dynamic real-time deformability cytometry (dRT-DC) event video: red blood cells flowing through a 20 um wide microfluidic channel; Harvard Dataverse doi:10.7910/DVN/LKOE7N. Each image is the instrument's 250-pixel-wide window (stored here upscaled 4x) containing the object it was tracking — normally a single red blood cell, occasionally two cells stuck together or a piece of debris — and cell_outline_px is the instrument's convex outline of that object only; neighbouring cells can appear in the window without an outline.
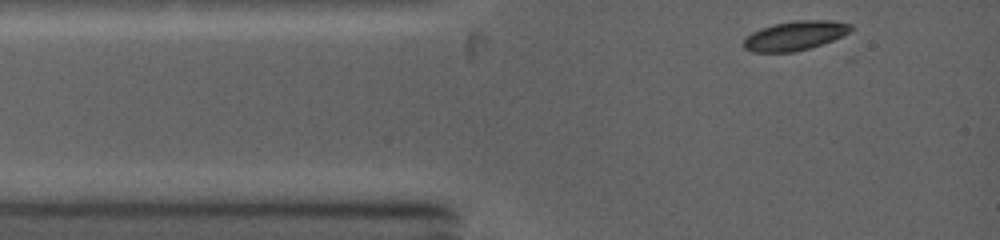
{"species": "common noctule bat (a hibernating species)", "species_latin": "Nyctalus noctula", "temperature_condition": "warm", "stored_images_in_passage": 8, "camera_frame_rate_fps": 5000, "um_per_image_px": 0.085, "animal": {"sex": "female", "body_mass_g": 19.0, "forearm_length_mm": 53.3}, "frame": {"image": 1, "passage_image": 1, "time_ms": 0.0, "image_size_px": [1000, 240], "cell_outline_px": [[852, 32], [832, 40], [808, 48], [792, 52], [752, 52], [744, 48], [744, 36], [760, 28], [772, 24], [792, 20], [832, 20], [852, 24]], "centroid_in_image_um": [67.56, 3.01], "position_along_channel_um": 17.4, "area_um2": 18.44}}
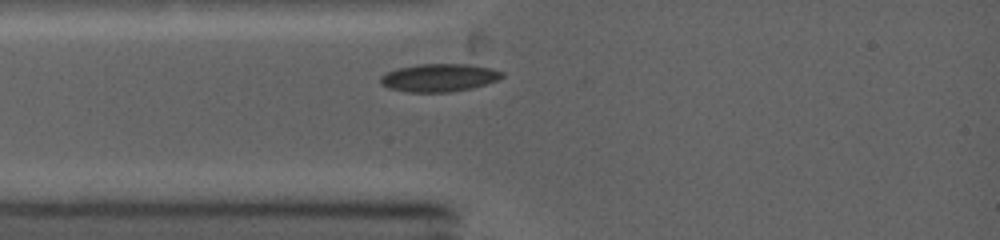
{"frame": {"image": 2, "passage_image": 4, "time_ms": 1.4, "image_size_px": [1000, 240], "cell_outline_px": [[504, 76], [496, 80], [472, 88], [448, 92], [408, 92], [388, 88], [380, 84], [380, 76], [396, 68], [420, 64], [464, 64], [492, 68], [504, 72]], "centroid_in_image_um": [37.3, 6.6], "position_along_channel_um": 47.7, "area_um2": 19.71}}